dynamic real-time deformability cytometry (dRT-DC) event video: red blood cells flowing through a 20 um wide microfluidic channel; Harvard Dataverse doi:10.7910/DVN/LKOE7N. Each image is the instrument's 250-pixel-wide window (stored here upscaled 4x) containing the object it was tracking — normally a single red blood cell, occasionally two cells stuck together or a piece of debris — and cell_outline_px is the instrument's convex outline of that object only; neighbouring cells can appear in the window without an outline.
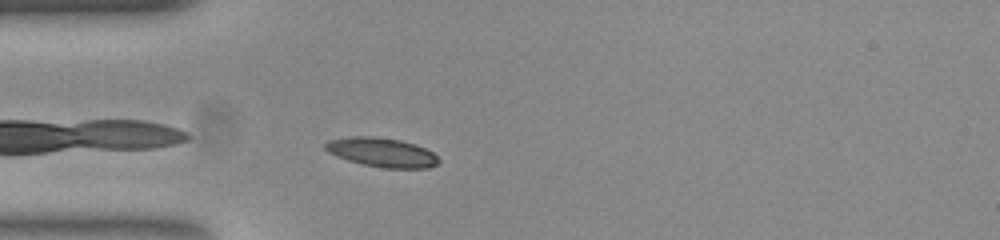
{"species": "common noctule bat (a hibernating species)", "species_latin": "Nyctalus noctula", "temperature_condition": "room temperature", "stored_images_in_passage": 40, "camera_frame_rate_fps": 3000, "um_per_image_px": 0.085, "animal": {"sex": "female", "body_mass_g": 23.0, "forearm_length_mm": 53.4}, "frame": {"image": 1, "passage_image": 2, "time_ms": 0.333, "image_size_px": [1000, 240], "cell_outline_px": [[440, 160], [436, 164], [428, 168], [384, 168], [364, 164], [348, 160], [336, 156], [328, 152], [324, 148], [324, 144], [328, 140], [348, 136], [372, 136], [400, 140], [416, 144], [432, 152]], "centroid_in_image_um": [32.43, 12.94], "position_along_channel_um": 52.6, "area_um2": 19.25}}
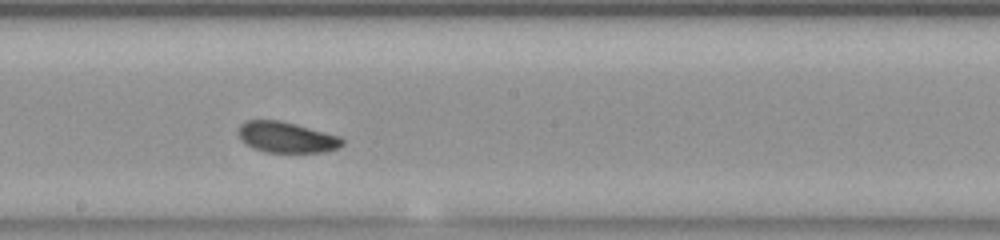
{"frame": {"image": 2, "passage_image": 16, "time_ms": 5.0, "image_size_px": [1000, 240], "cell_outline_px": [[344, 144], [336, 148], [324, 152], [264, 152], [248, 144], [240, 136], [240, 124], [248, 120], [280, 120], [296, 124], [340, 136], [344, 140]], "centroid_in_image_um": [24.41, 11.66], "position_along_channel_um": 223.8, "area_um2": 18.32}}
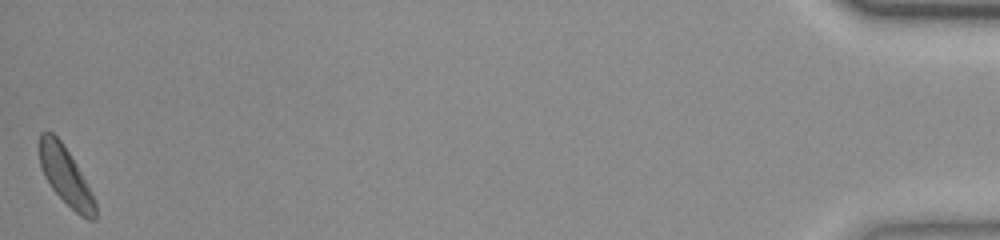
{"frame": {"image": 3, "passage_image": 40, "time_ms": 13.0, "image_size_px": [1000, 240], "cell_outline_px": [[96, 220], [88, 220], [80, 216], [52, 188], [44, 176], [40, 168], [40, 132], [52, 132], [60, 140], [76, 164], [96, 204]], "centroid_in_image_um": [5.56, 14.97], "position_along_channel_um": 429.6, "area_um2": 18.21}, "authors_computed_cell_mechanics": {"area_um2": 18.9584, "velocity_mm_per_s": 3.826, "shape_relaxation_time_tau1_ms": 1.4088, "shape_relaxation_time_tau2_ms": 2.7231, "deformation_change_tau1": 0.0948, "deformation_change_tau2": 0.0798}}